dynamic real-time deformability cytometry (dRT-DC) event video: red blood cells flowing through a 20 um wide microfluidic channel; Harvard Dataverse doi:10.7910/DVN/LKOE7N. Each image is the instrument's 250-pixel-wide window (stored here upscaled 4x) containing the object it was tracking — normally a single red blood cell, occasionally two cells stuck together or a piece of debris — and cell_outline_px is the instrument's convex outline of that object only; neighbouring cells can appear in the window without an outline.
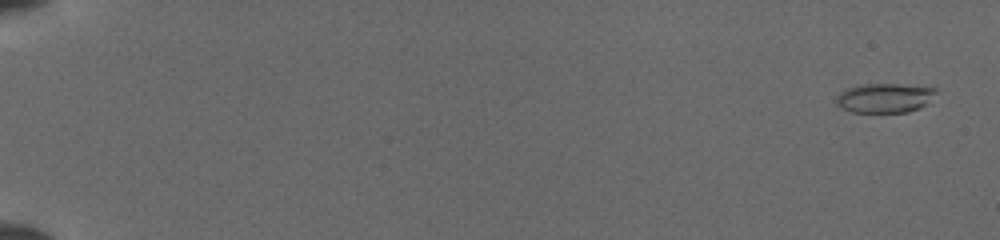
{"species": "common noctule bat (a hibernating species)", "species_latin": "Nyctalus noctula", "temperature_condition": "cold", "stored_images_in_passage": 52, "camera_frame_rate_fps": 3000, "um_per_image_px": 0.085, "animal": {"sex": "female", "body_mass_g": 19.5, "forearm_length_mm": 54.1}, "frame": {"image": 1, "passage_image": 3, "time_ms": 0.667, "image_size_px": [1000, 240], "cell_outline_px": [[936, 92], [920, 108], [908, 112], [852, 112], [836, 104], [836, 96], [840, 92], [848, 88], [860, 84], [896, 84], [936, 88]], "centroid_in_image_um": [75.15, 8.32], "position_along_channel_um": 9.9, "area_um2": 16.82}}
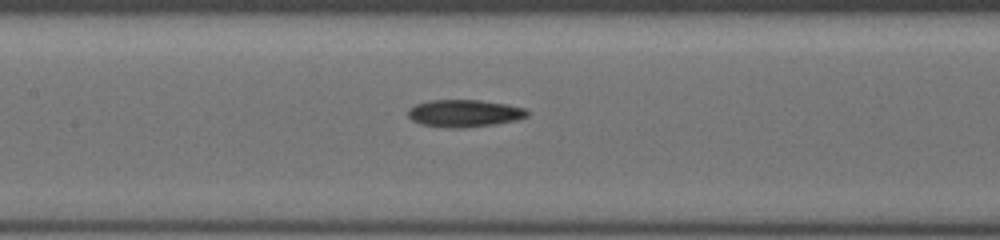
{"frame": {"image": 2, "passage_image": 28, "time_ms": 9.0, "image_size_px": [1000, 240], "cell_outline_px": [[528, 116], [516, 120], [492, 124], [464, 128], [452, 128], [420, 124], [412, 120], [408, 116], [408, 108], [416, 104], [432, 100], [480, 100], [508, 104], [528, 108]], "centroid_in_image_um": [39.48, 9.62], "position_along_channel_um": 167.9, "area_um2": 19.02}}
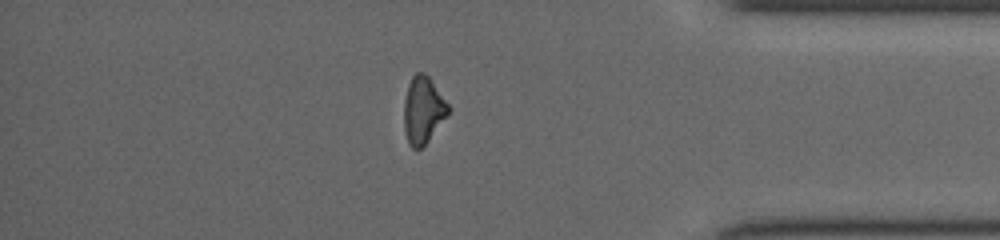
{"frame": {"image": 3, "passage_image": 46, "time_ms": 15.0, "image_size_px": [1000, 240], "cell_outline_px": [[452, 108], [428, 140], [420, 148], [412, 148], [408, 144], [404, 132], [404, 100], [408, 84], [412, 76], [416, 72], [424, 72], [428, 76]], "centroid_in_image_um": [35.95, 9.34], "position_along_channel_um": 399.3, "area_um2": 17.22}}